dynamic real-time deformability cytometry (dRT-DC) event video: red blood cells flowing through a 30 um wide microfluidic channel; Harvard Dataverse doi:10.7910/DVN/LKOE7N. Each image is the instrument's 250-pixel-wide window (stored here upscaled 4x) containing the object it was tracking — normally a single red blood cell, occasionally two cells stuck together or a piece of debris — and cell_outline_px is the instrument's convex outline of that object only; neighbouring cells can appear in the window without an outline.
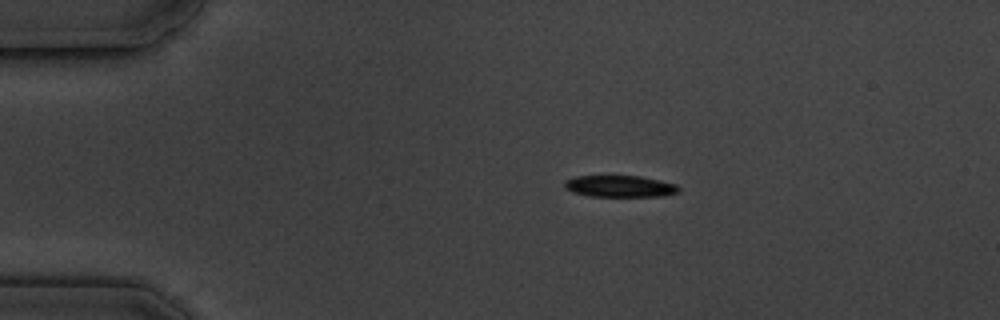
{"species": "common noctule bat (a hibernating species)", "species_latin": "Nyctalus noctula", "temperature_condition": "cold", "stored_images_in_passage": 6, "camera_frame_rate_fps": 3000, "um_per_image_px": 0.085, "animal": {"sex": "male", "body_mass_g": 19.5, "forearm_length_mm": 54.6}, "frame": {"image": 1, "passage_image": 1, "time_ms": 0.0, "image_size_px": [1000, 320], "cell_outline_px": [[680, 192], [664, 196], [588, 196], [572, 192], [564, 188], [564, 180], [576, 176], [640, 176], [676, 184], [680, 188]], "centroid_in_image_um": [52.67, 15.83], "position_along_channel_um": 32.3, "area_um2": 14.45}}
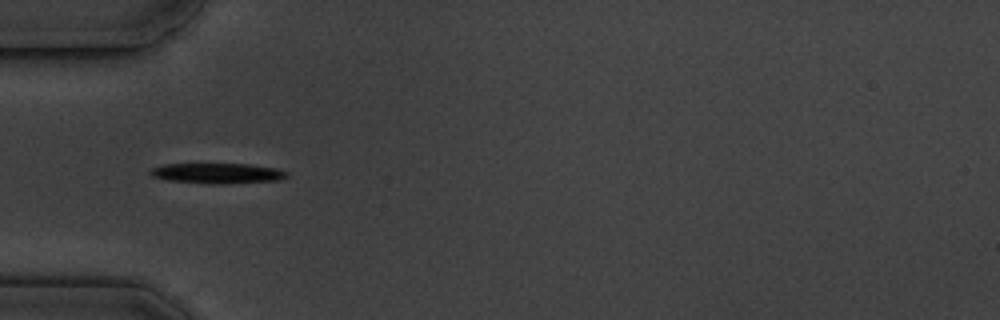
{"frame": {"image": 2, "passage_image": 3, "time_ms": 2.333, "image_size_px": [1000, 320], "cell_outline_px": [[288, 176], [276, 180], [224, 184], [212, 184], [168, 180], [152, 176], [148, 172], [152, 168], [164, 164], [248, 164], [276, 168], [288, 172]], "centroid_in_image_um": [18.47, 14.73], "position_along_channel_um": 66.5, "area_um2": 16.07}}